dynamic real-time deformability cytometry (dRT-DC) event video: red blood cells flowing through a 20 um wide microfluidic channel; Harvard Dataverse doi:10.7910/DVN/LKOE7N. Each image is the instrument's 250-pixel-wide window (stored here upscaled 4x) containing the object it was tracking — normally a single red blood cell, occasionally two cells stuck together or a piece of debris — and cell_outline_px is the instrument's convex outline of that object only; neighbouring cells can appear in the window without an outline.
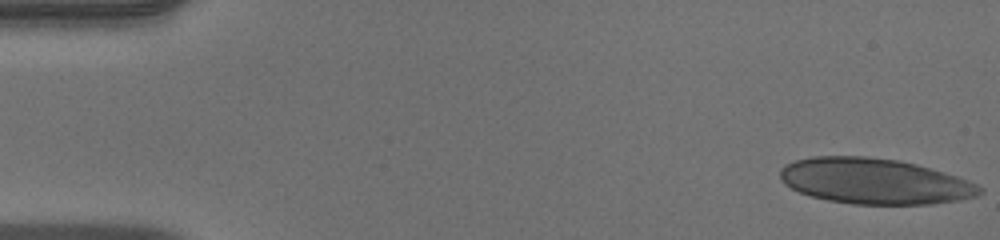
{"species": "human", "species_latin": "Homo sapiens", "temperature_condition": "warm", "stored_images_in_passage": 16, "camera_frame_rate_fps": 3000, "um_per_image_px": 0.085, "donor": {"sex": "male"}, "frame": {"image": 1, "passage_image": 1, "time_ms": 0.0, "image_size_px": [1000, 240], "cell_outline_px": [[984, 192], [976, 196], [956, 200], [928, 204], [852, 204], [828, 200], [812, 196], [800, 192], [784, 184], [780, 176], [780, 168], [796, 160], [816, 156], [864, 156], [896, 160], [916, 164], [956, 176], [976, 184], [984, 188]], "centroid_in_image_um": [74.33, 15.4], "position_along_channel_um": 10.7, "area_um2": 52.66}}
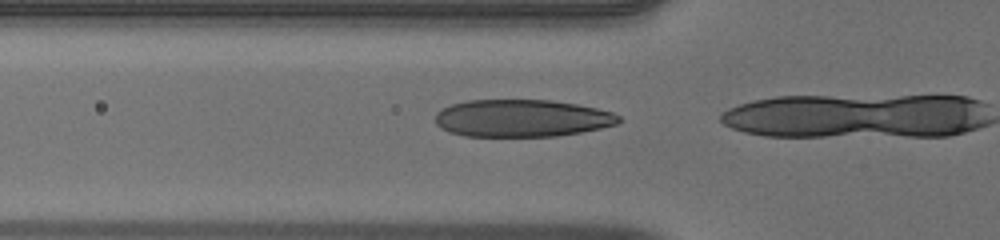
{"frame": {"image": 2, "passage_image": 15, "time_ms": 4.667, "image_size_px": [1000, 240], "cell_outline_px": [[620, 120], [616, 124], [600, 128], [580, 132], [556, 136], [464, 136], [448, 132], [440, 128], [436, 124], [436, 112], [440, 108], [452, 104], [468, 100], [552, 100], [576, 104], [596, 108], [612, 112], [620, 116]], "centroid_in_image_um": [44.31, 10.04], "position_along_channel_um": 81.5, "area_um2": 40.0}}